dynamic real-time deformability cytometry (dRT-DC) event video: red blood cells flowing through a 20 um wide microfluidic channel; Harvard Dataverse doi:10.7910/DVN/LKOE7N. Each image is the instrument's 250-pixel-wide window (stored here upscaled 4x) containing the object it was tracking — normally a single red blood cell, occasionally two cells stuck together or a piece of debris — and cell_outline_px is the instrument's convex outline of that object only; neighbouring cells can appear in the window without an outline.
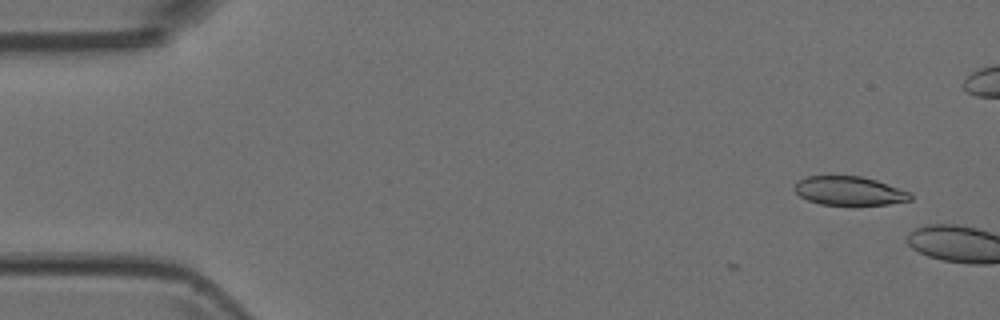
{"species": "Egyptian fruit bat (a non-hibernating species)", "species_latin": "Rousettus aegyptiacus", "temperature_condition": "room temperature", "stored_images_in_passage": 3, "camera_frame_rate_fps": 3000, "um_per_image_px": 0.085, "animal": {"sex": "female"}, "frame": {"image": 1, "passage_image": 1, "time_ms": 0.0, "image_size_px": [1000, 320], "cell_outline_px": [[912, 200], [888, 204], [856, 208], [852, 208], [820, 204], [808, 200], [800, 196], [792, 188], [800, 180], [808, 176], [860, 176], [876, 180], [908, 192], [912, 196]], "centroid_in_image_um": [72.19, 16.28], "position_along_channel_um": 12.8, "area_um2": 20.11}}